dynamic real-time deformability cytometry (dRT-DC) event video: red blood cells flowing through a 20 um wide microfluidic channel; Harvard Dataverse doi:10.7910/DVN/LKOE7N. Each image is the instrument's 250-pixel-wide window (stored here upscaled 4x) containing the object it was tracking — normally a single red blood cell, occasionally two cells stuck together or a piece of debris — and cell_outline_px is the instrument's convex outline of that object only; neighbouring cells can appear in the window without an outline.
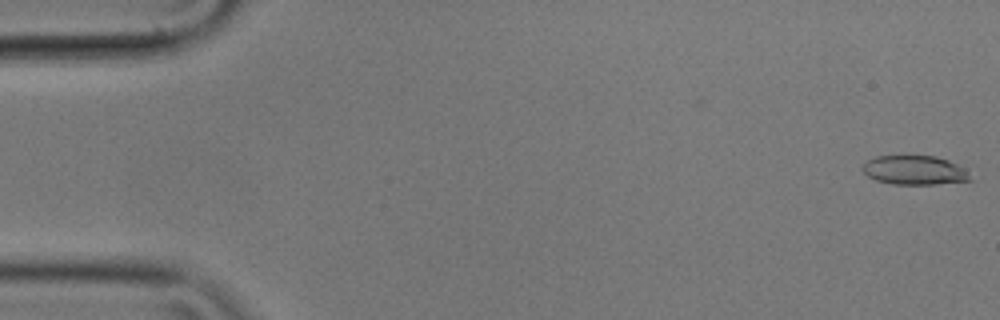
{"species": "common noctule bat (a hibernating species)", "species_latin": "Nyctalus noctula", "temperature_condition": "cold", "stored_images_in_passage": 10, "camera_frame_rate_fps": 3000, "um_per_image_px": 0.085, "animal": {"sex": "male", "body_mass_g": 17.9}, "frame": {"image": 1, "passage_image": 1, "time_ms": 0.0, "image_size_px": [1000, 320], "cell_outline_px": [[972, 180], [936, 184], [892, 184], [876, 180], [868, 176], [864, 172], [864, 164], [868, 160], [876, 156], [936, 156], [948, 160], [964, 168]], "centroid_in_image_um": [77.74, 14.47], "position_along_channel_um": 7.3, "area_um2": 18.03}}